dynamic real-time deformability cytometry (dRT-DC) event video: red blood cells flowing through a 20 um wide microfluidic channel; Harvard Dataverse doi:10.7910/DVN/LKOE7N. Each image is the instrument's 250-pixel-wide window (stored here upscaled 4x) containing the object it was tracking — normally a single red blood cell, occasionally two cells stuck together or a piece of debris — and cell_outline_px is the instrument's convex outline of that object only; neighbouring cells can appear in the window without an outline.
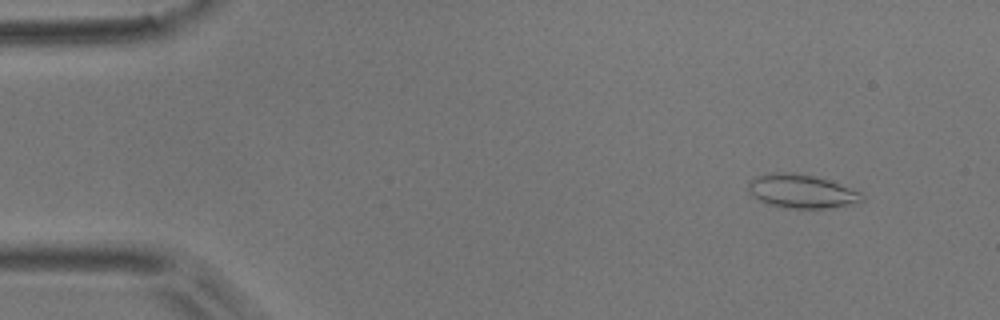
{"species": "common noctule bat (a hibernating species)", "species_latin": "Nyctalus noctula", "temperature_condition": "room temperature", "stored_images_in_passage": 53, "camera_frame_rate_fps": 3000, "um_per_image_px": 0.085, "animal": {"sex": "male", "body_mass_g": 17.9}, "frame": {"image": 1, "passage_image": 5, "time_ms": 1.333, "image_size_px": [1000, 320], "cell_outline_px": [[864, 200], [832, 208], [784, 208], [768, 204], [760, 200], [748, 192], [748, 180], [756, 176], [768, 172], [792, 172], [812, 176], [828, 180], [860, 192], [864, 196]], "centroid_in_image_um": [68.07, 16.25], "position_along_channel_um": 16.9, "area_um2": 22.25}}
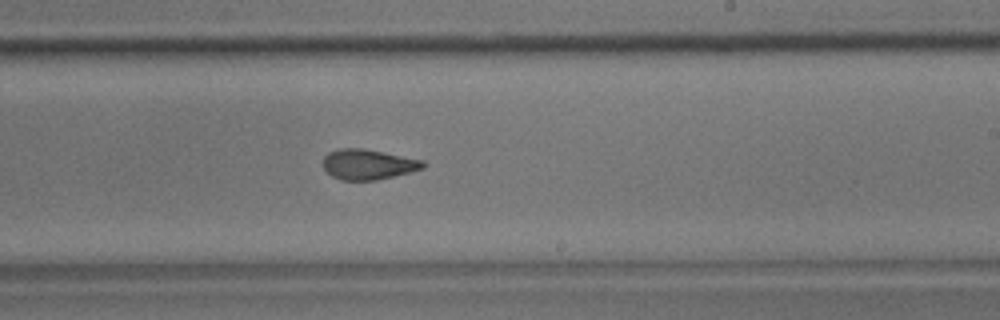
{"frame": {"image": 2, "passage_image": 32, "time_ms": 10.333, "image_size_px": [1000, 320], "cell_outline_px": [[428, 164], [424, 168], [376, 180], [340, 180], [332, 176], [324, 168], [324, 156], [328, 152], [340, 148], [364, 148], [424, 160]], "centroid_in_image_um": [31.3, 13.96], "position_along_channel_um": 257.7, "area_um2": 17.63}}
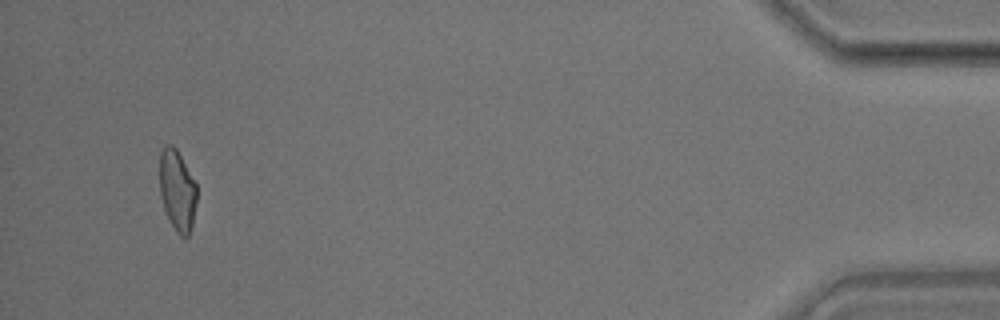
{"frame": {"image": 3, "passage_image": 51, "time_ms": 16.667, "image_size_px": [1000, 320], "cell_outline_px": [[196, 204], [192, 224], [188, 236], [180, 236], [176, 232], [164, 208], [160, 196], [160, 152], [168, 144], [172, 144], [176, 148], [196, 184]], "centroid_in_image_um": [15.06, 16.18], "position_along_channel_um": 420.1, "area_um2": 17.22}, "authors_computed_cell_mechanics": {"area_um2": 18.207, "velocity_mm_per_s": 3.7494, "shape_relaxation_time_tau1_ms": null, "shape_relaxation_time_tau2_ms": 1.7627, "deformation_change_tau1": null, "deformation_change_tau2": 0.0824}}